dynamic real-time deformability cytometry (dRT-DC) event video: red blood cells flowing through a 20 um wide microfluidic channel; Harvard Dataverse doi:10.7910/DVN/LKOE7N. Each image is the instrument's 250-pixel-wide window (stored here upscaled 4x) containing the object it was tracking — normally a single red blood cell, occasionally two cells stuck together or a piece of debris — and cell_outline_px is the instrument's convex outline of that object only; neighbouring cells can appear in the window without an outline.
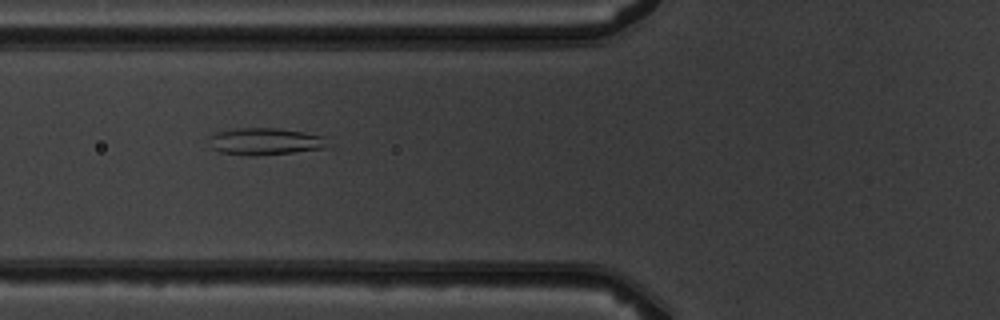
{"species": "common noctule bat (a hibernating species)", "species_latin": "Nyctalus noctula", "temperature_condition": "warm", "stored_images_in_passage": 8, "camera_frame_rate_fps": 3000, "um_per_image_px": 0.085, "animal": {"sex": "male", "body_mass_g": 19.5, "forearm_length_mm": 54.6}, "frame": {"image": 1, "passage_image": 6, "time_ms": 5.667, "image_size_px": [1000, 320], "cell_outline_px": [[328, 148], [292, 152], [252, 156], [248, 156], [220, 152], [212, 148], [208, 136], [216, 132], [236, 128], [276, 128], [304, 132], [324, 136]], "centroid_in_image_um": [22.51, 12.02], "position_along_channel_um": 103.3, "area_um2": 18.67}}
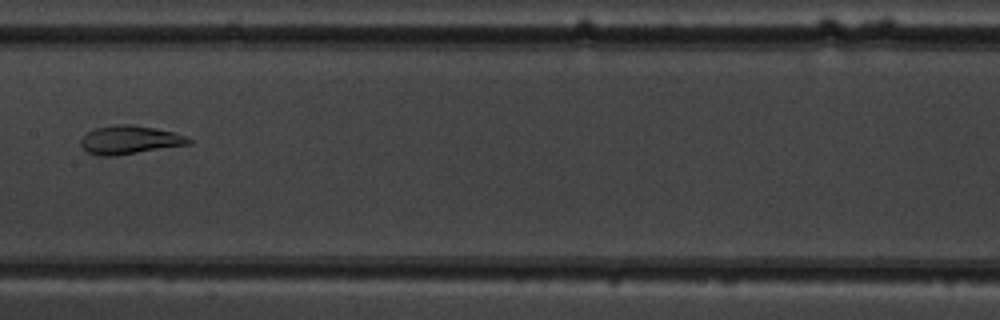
{"frame": {"image": 2, "passage_image": 8, "time_ms": 8.0, "image_size_px": [1000, 320], "cell_outline_px": [[192, 144], [116, 156], [96, 156], [88, 152], [80, 144], [80, 140], [88, 132], [96, 128], [116, 124], [132, 124], [156, 128], [172, 132], [184, 136], [192, 140]], "centroid_in_image_um": [11.02, 11.9], "position_along_channel_um": 196.4, "area_um2": 17.98}}